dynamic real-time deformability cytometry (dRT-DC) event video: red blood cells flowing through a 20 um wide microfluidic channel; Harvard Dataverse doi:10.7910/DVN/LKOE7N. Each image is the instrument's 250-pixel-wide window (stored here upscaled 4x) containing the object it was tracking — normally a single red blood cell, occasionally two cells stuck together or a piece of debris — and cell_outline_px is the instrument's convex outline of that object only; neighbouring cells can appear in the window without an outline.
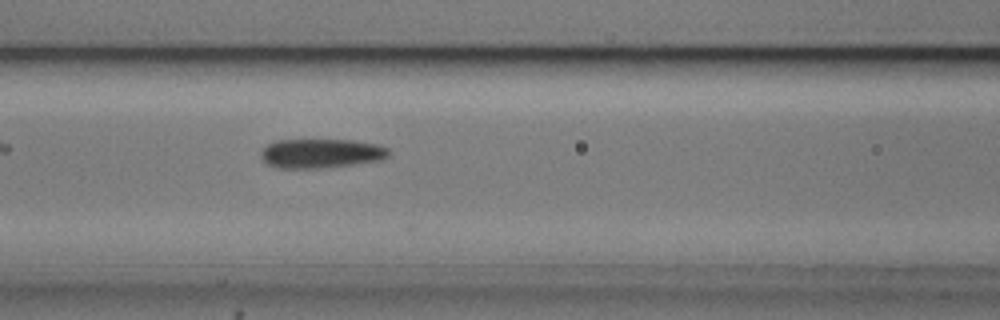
{"species": "common noctule bat (a hibernating species)", "species_latin": "Nyctalus noctula", "temperature_condition": "cold", "stored_images_in_passage": 7, "camera_frame_rate_fps": 3000, "um_per_image_px": 0.085, "animal": {"sex": "male", "body_mass_g": 20.5, "forearm_length_mm": 52.5}, "frame": {"image": 1, "passage_image": 7, "time_ms": 7.0, "image_size_px": [1000, 320], "cell_outline_px": [[388, 156], [380, 160], [352, 164], [320, 168], [276, 168], [268, 164], [260, 156], [260, 152], [268, 144], [276, 140], [352, 140], [376, 144], [388, 148]], "centroid_in_image_um": [27.25, 13.03], "position_along_channel_um": 139.3, "area_um2": 21.62}}